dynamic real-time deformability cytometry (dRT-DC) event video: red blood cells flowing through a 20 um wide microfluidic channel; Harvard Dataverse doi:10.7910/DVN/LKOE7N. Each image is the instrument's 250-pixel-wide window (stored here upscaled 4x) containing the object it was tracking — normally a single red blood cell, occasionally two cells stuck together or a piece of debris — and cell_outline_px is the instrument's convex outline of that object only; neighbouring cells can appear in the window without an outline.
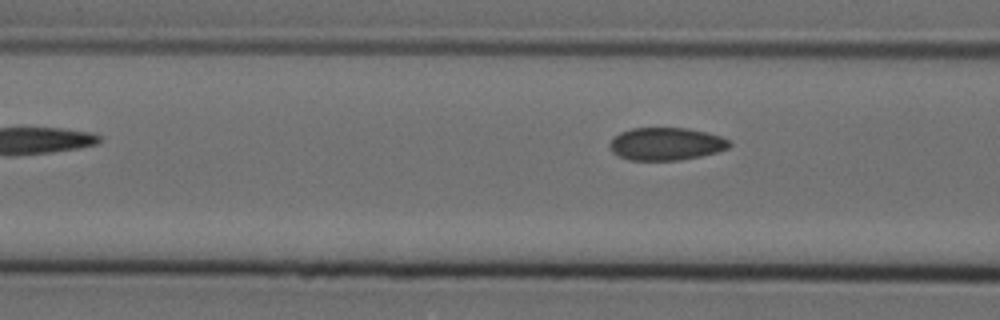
{"species": "Egyptian fruit bat (a non-hibernating species)", "species_latin": "Rousettus aegyptiacus", "temperature_condition": "cold", "stored_images_in_passage": 3, "camera_frame_rate_fps": 3000, "um_per_image_px": 0.085, "animal": {"sex": "female"}, "frame": {"image": 1, "passage_image": 3, "time_ms": 0.667, "image_size_px": [1000, 320], "cell_outline_px": [[732, 144], [728, 148], [716, 152], [700, 156], [680, 160], [628, 160], [612, 152], [608, 144], [620, 132], [632, 128], [688, 128], [708, 132], [720, 136], [728, 140]], "centroid_in_image_um": [56.62, 12.23], "position_along_channel_um": 110.0, "area_um2": 22.77}}